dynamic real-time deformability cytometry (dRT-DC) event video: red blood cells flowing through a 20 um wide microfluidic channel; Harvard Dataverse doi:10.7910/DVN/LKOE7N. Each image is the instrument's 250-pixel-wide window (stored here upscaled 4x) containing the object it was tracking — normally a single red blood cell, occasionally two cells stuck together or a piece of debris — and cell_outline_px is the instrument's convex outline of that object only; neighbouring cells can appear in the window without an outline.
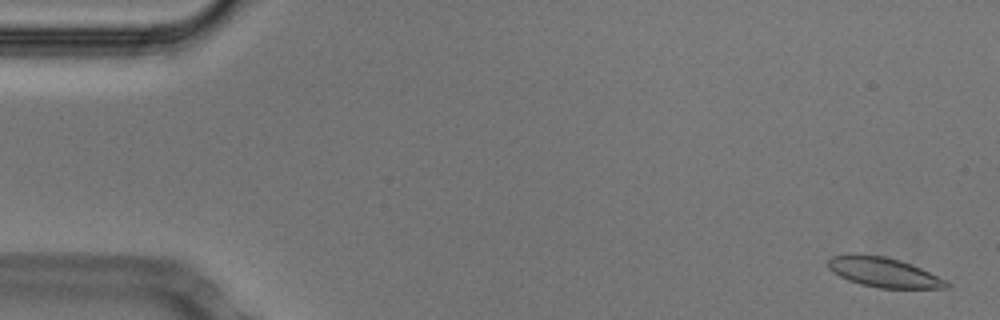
{"species": "Egyptian fruit bat (a non-hibernating species)", "species_latin": "Rousettus aegyptiacus", "temperature_condition": "cold", "stored_images_in_passage": 52, "camera_frame_rate_fps": 3000, "um_per_image_px": 0.085, "animal": {"sex": "male"}, "frame": {"image": 1, "passage_image": 1, "time_ms": 0.0, "image_size_px": [1000, 320], "cell_outline_px": [[952, 284], [948, 288], [880, 288], [860, 284], [848, 280], [840, 276], [828, 268], [828, 260], [832, 256], [848, 252], [856, 252], [884, 256], [900, 260], [912, 264], [948, 280]], "centroid_in_image_um": [75.11, 23.12], "position_along_channel_um": 9.9, "area_um2": 20.98}}
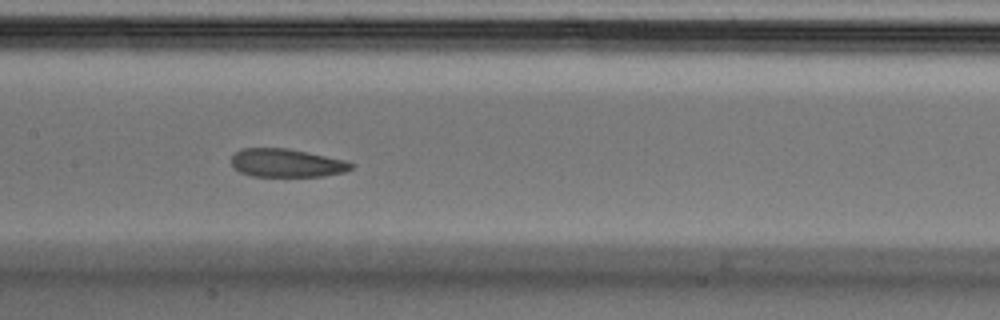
{"frame": {"image": 2, "passage_image": 25, "time_ms": 8.0, "image_size_px": [1000, 320], "cell_outline_px": [[356, 164], [352, 168], [344, 172], [324, 176], [252, 176], [240, 172], [232, 164], [232, 156], [240, 148], [288, 148], [308, 152], [344, 160]], "centroid_in_image_um": [24.38, 13.85], "position_along_channel_um": 183.0, "area_um2": 19.71}}
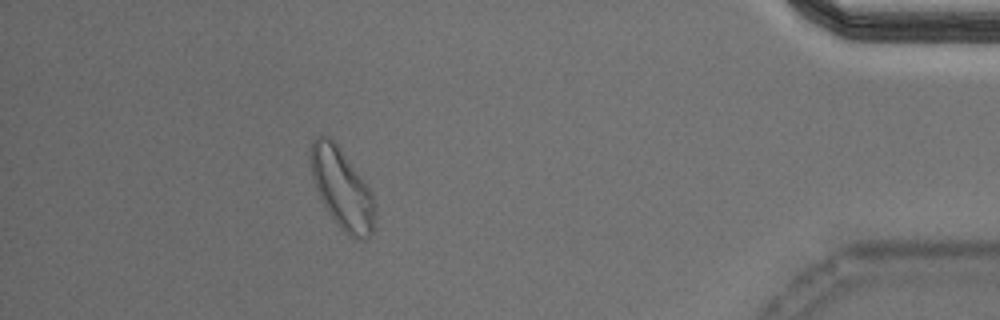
{"frame": {"image": 3, "passage_image": 47, "time_ms": 15.333, "image_size_px": [1000, 320], "cell_outline_px": [[376, 212], [372, 232], [364, 240], [360, 240], [348, 236], [340, 228], [328, 212], [320, 200], [312, 176], [308, 156], [312, 140], [316, 136], [328, 136], [336, 144], [372, 192]], "centroid_in_image_um": [29.04, 16.06], "position_along_channel_um": 406.2, "area_um2": 30.0}, "authors_computed_cell_mechanics": {"area_um2": 21.3571, "velocity_mm_per_s": 3.7245, "shape_relaxation_time_tau1_ms": 9.767, "shape_relaxation_time_tau2_ms": 2.2006, "deformation_change_tau1": 0.151, "deformation_change_tau2": 0.0797}}